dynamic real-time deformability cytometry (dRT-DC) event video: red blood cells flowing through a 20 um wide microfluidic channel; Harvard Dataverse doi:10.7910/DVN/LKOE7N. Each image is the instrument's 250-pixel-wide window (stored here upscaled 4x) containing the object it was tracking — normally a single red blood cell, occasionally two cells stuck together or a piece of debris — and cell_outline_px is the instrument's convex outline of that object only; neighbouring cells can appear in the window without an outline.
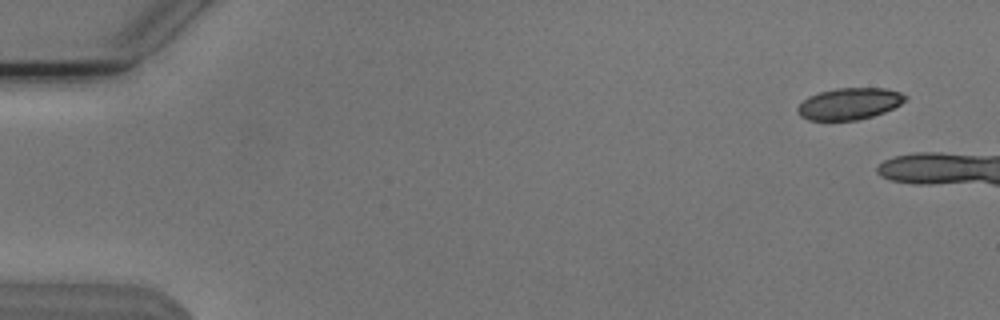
{"species": "Egyptian fruit bat (a non-hibernating species)", "species_latin": "Rousettus aegyptiacus", "temperature_condition": "cold", "stored_images_in_passage": 14, "camera_frame_rate_fps": 3000, "um_per_image_px": 0.085, "animal": {"sex": "male"}, "frame": {"image": 1, "passage_image": 1, "time_ms": 0.0, "image_size_px": [1000, 320], "cell_outline_px": [[908, 96], [900, 104], [884, 112], [872, 116], [856, 120], [808, 120], [800, 116], [796, 108], [808, 96], [820, 92], [836, 88], [884, 88], [900, 92]], "centroid_in_image_um": [72.18, 8.81], "position_along_channel_um": 12.8, "area_um2": 19.71}}